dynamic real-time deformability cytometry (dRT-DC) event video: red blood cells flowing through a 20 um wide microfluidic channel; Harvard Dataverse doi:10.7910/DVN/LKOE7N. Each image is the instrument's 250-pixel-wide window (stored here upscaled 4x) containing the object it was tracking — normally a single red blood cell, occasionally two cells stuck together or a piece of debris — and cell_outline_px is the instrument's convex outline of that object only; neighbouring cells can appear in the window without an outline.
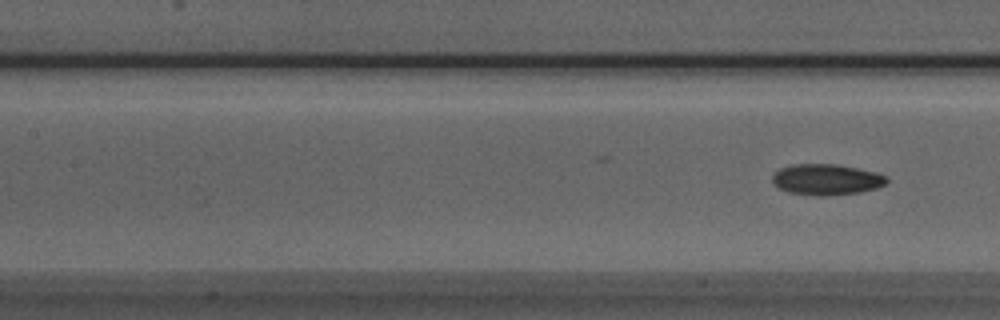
{"species": "Egyptian fruit bat (a non-hibernating species)", "species_latin": "Rousettus aegyptiacus", "temperature_condition": "room temperature", "stored_images_in_passage": 7, "segment_of_instrument_passage": [2, 2], "camera_frame_rate_fps": 3000, "um_per_image_px": 0.085, "animal": {"sex": "male"}, "frame": {"image": 1, "passage_image": 7, "time_ms": 2.0, "image_size_px": [1000, 320], "cell_outline_px": [[888, 180], [884, 184], [876, 188], [860, 192], [824, 196], [788, 192], [772, 184], [772, 176], [780, 168], [792, 164], [836, 164], [876, 172], [888, 176]], "centroid_in_image_um": [70.24, 15.25], "position_along_channel_um": 137.2, "area_um2": 20.52}}